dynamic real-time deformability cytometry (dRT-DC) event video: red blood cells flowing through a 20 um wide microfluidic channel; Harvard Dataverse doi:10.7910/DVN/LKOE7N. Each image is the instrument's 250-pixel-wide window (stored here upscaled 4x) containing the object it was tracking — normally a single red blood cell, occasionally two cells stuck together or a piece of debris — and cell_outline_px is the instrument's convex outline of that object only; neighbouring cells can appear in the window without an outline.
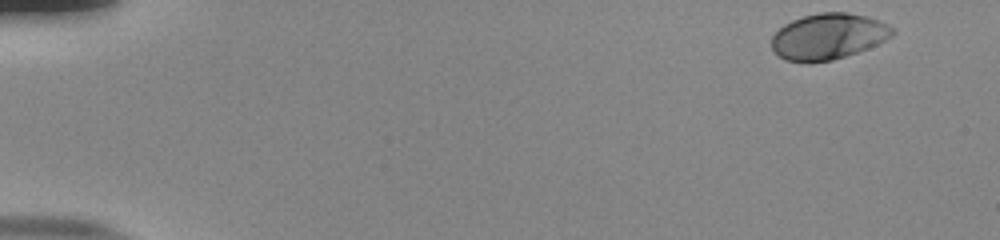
{"species": "human", "species_latin": "Homo sapiens", "temperature_condition": "room temperature", "stored_images_in_passage": 52, "camera_frame_rate_fps": 3000, "um_per_image_px": 0.085, "donor": {"sex": "male"}, "frame": {"image": 1, "passage_image": 1, "time_ms": 0.0, "image_size_px": [1000, 240], "cell_outline_px": [[896, 32], [892, 36], [868, 48], [832, 60], [808, 64], [784, 60], [772, 48], [772, 36], [784, 24], [792, 20], [804, 16], [820, 12], [848, 12], [868, 16], [880, 20], [896, 28]], "centroid_in_image_um": [70.42, 3.1], "position_along_channel_um": 14.6, "area_um2": 32.66}}
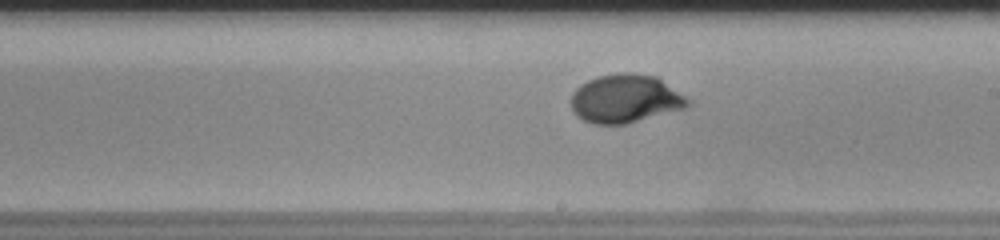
{"frame": {"image": 2, "passage_image": 30, "time_ms": 9.667, "image_size_px": [1000, 240], "cell_outline_px": [[692, 104], [684, 108], [628, 124], [592, 124], [576, 116], [572, 112], [572, 92], [580, 84], [596, 76], [620, 72], [632, 72], [656, 76], [692, 100]], "centroid_in_image_um": [53.16, 8.38], "position_along_channel_um": 235.8, "area_um2": 33.35}}
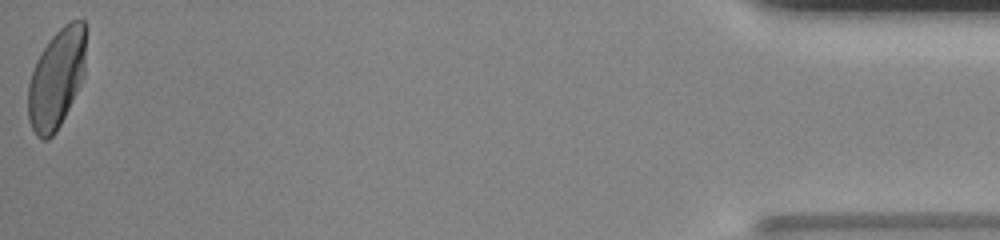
{"frame": {"image": 3, "passage_image": 52, "time_ms": 17.0, "image_size_px": [1000, 240], "cell_outline_px": [[88, 28], [84, 76], [56, 132], [48, 140], [40, 140], [36, 136], [28, 120], [28, 84], [36, 60], [40, 52], [48, 40], [64, 24], [72, 20], [84, 20]], "centroid_in_image_um": [4.82, 6.63], "position_along_channel_um": 430.4, "area_um2": 34.04}, "authors_computed_cell_mechanics": {"area_um2": 32.5125, "velocity_mm_per_s": 3.8078, "shape_relaxation_time_tau1_ms": 3.0739, "shape_relaxation_time_tau2_ms": null, "deformation_change_tau1": 0.1697, "deformation_change_tau2": null}}